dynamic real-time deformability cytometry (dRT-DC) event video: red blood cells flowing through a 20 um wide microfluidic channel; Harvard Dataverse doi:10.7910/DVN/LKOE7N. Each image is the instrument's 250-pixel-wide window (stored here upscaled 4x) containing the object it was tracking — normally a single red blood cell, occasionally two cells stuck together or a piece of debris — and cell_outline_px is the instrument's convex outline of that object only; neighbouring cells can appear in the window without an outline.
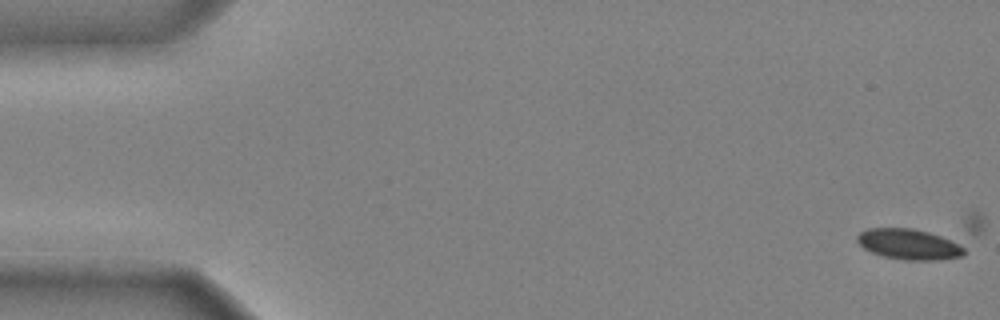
{"species": "common noctule bat (a hibernating species)", "species_latin": "Nyctalus noctula", "temperature_condition": "cold", "stored_images_in_passage": 10, "camera_frame_rate_fps": 3000, "um_per_image_px": 0.085, "animal": {"sex": "male", "body_mass_g": 20.4}, "frame": {"image": 1, "passage_image": 1, "time_ms": 0.0, "image_size_px": [1000, 320], "cell_outline_px": [[964, 256], [940, 260], [904, 260], [884, 256], [872, 252], [864, 248], [856, 240], [856, 236], [860, 232], [868, 228], [912, 228], [928, 232], [940, 236], [964, 248]], "centroid_in_image_um": [77.22, 20.76], "position_along_channel_um": 7.8, "area_um2": 18.84}}